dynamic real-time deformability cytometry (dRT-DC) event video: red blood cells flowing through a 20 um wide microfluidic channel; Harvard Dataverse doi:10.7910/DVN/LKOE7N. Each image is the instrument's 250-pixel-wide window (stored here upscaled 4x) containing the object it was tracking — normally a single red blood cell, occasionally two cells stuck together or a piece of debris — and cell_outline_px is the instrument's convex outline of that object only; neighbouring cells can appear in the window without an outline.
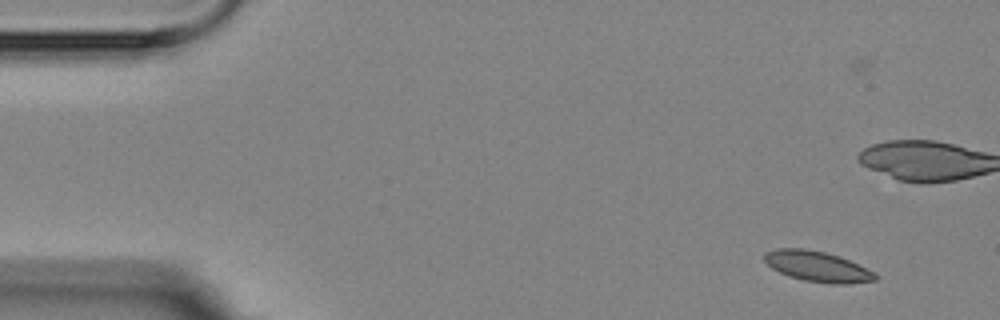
{"species": "Egyptian fruit bat (a non-hibernating species)", "species_latin": "Rousettus aegyptiacus", "temperature_condition": "room temperature", "stored_images_in_passage": 5, "camera_frame_rate_fps": 3000, "um_per_image_px": 0.085, "animal": {"sex": "female"}, "frame": {"image": 1, "passage_image": 1, "time_ms": 0.0, "image_size_px": [1000, 320], "cell_outline_px": [[880, 276], [876, 280], [848, 284], [832, 284], [804, 280], [788, 276], [772, 268], [764, 260], [764, 252], [776, 248], [800, 248], [824, 252], [840, 256]], "centroid_in_image_um": [69.45, 22.65], "position_along_channel_um": 15.5, "area_um2": 19.54}}